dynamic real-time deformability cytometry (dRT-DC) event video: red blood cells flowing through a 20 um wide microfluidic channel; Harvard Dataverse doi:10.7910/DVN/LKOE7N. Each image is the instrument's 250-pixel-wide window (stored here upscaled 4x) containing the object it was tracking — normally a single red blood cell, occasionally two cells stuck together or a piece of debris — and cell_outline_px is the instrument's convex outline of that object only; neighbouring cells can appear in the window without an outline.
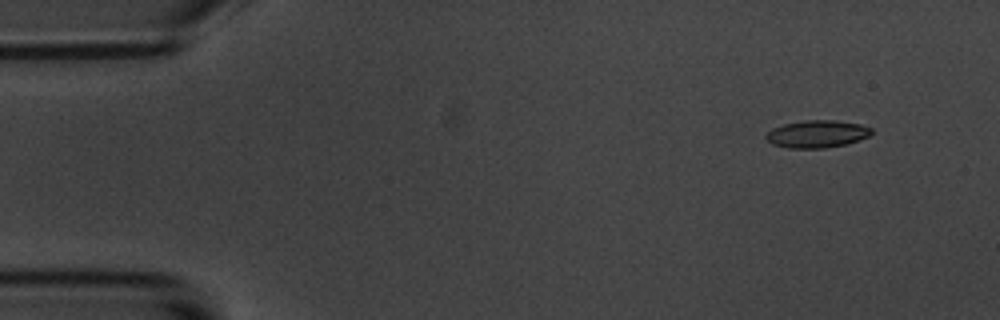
{"species": "common noctule bat (a hibernating species)", "species_latin": "Nyctalus noctula", "temperature_condition": "room temperature", "stored_images_in_passage": 56, "camera_frame_rate_fps": 3000, "um_per_image_px": 0.085, "animal": {"sex": "male", "body_mass_g": 20.1, "forearm_length_mm": 53.5}, "frame": {"image": 1, "passage_image": 5, "time_ms": 1.333, "image_size_px": [1000, 320], "cell_outline_px": [[872, 132], [868, 136], [860, 140], [844, 144], [824, 148], [788, 148], [772, 144], [764, 136], [772, 128], [784, 124], [804, 120], [836, 120], [860, 124], [872, 128]], "centroid_in_image_um": [69.44, 11.38], "position_along_channel_um": 15.6, "area_um2": 16.82}}
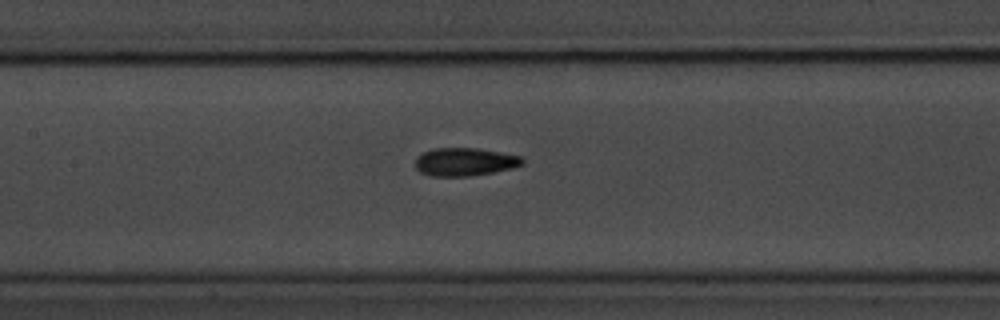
{"frame": {"image": 2, "passage_image": 26, "time_ms": 8.333, "image_size_px": [1000, 320], "cell_outline_px": [[524, 164], [512, 168], [492, 172], [468, 176], [432, 176], [420, 172], [416, 168], [416, 156], [432, 148], [476, 148], [520, 156], [524, 160]], "centroid_in_image_um": [39.48, 13.75], "position_along_channel_um": 167.9, "area_um2": 17.4}}
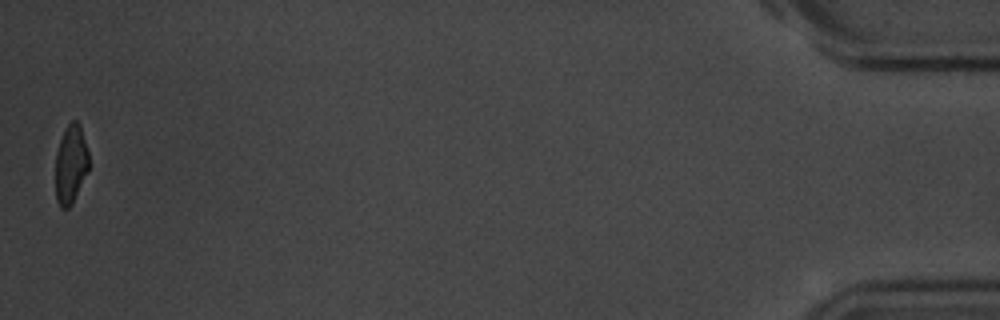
{"frame": {"image": 3, "passage_image": 56, "time_ms": 18.333, "image_size_px": [1000, 320], "cell_outline_px": [[88, 168], [72, 204], [68, 208], [60, 208], [56, 200], [56, 152], [60, 140], [68, 124], [72, 120], [76, 120], [80, 124], [88, 152]], "centroid_in_image_um": [6.0, 13.96], "position_along_channel_um": 429.2, "area_um2": 15.03}, "authors_computed_cell_mechanics": {"area_um2": 16.9354, "velocity_mm_per_s": 3.5683, "shape_relaxation_time_tau1_ms": 3.9506, "shape_relaxation_time_tau2_ms": 1.9972, "deformation_change_tau1": 0.148, "deformation_change_tau2": 0.0659}}